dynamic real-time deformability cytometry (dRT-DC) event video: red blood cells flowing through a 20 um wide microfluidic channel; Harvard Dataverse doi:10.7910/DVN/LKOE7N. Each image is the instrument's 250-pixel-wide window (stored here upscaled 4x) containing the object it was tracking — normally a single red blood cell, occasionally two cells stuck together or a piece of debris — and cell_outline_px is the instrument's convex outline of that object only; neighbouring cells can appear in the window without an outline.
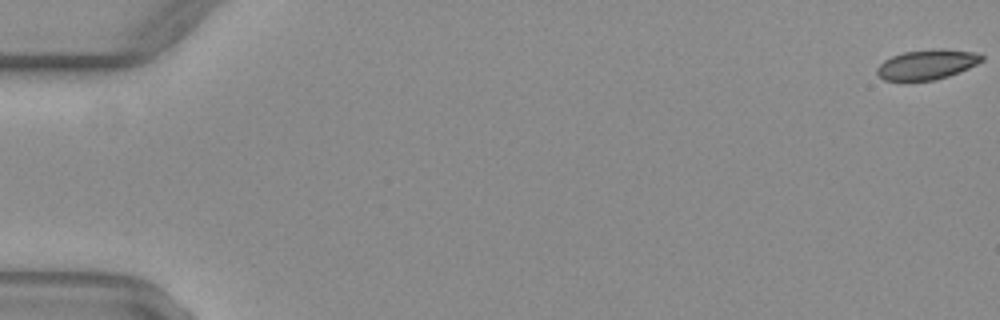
{"species": "common noctule bat (a hibernating species)", "species_latin": "Nyctalus noctula", "temperature_condition": "warm", "stored_images_in_passage": 53, "camera_frame_rate_fps": 3000, "um_per_image_px": 0.085, "animal": {"sex": "female", "body_mass_g": 29.2, "forearm_length_mm": 56.3}, "frame": {"image": 1, "passage_image": 1, "time_ms": 0.0, "image_size_px": [1000, 320], "cell_outline_px": [[984, 60], [968, 68], [948, 76], [936, 80], [884, 80], [876, 72], [876, 68], [884, 60], [892, 56], [904, 52], [932, 48], [944, 48], [976, 52], [984, 56]], "centroid_in_image_um": [78.82, 5.46], "position_along_channel_um": 6.2, "area_um2": 18.32}}
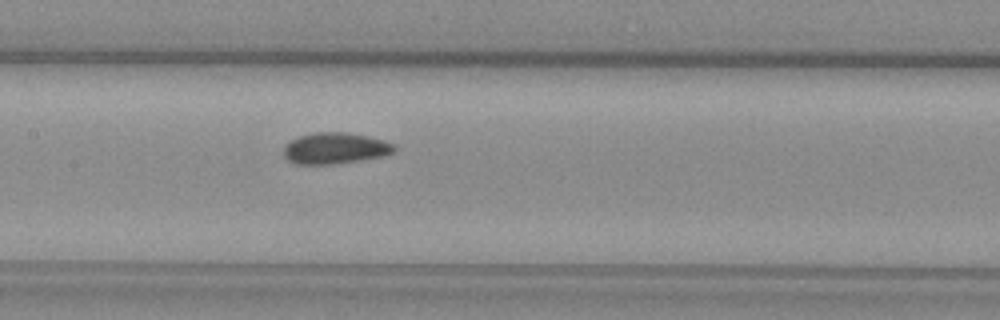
{"frame": {"image": 2, "passage_image": 27, "time_ms": 8.667, "image_size_px": [1000, 320], "cell_outline_px": [[396, 152], [384, 156], [360, 160], [332, 164], [296, 164], [288, 160], [284, 156], [284, 144], [300, 136], [316, 132], [348, 132], [368, 136], [384, 140], [396, 144]], "centroid_in_image_um": [28.53, 12.6], "position_along_channel_um": 178.9, "area_um2": 20.29}}
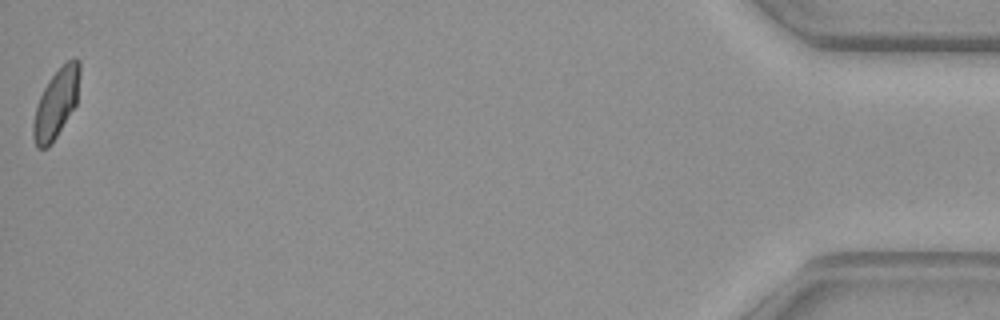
{"frame": {"image": 3, "passage_image": 53, "time_ms": 17.333, "image_size_px": [1000, 320], "cell_outline_px": [[80, 72], [76, 104], [56, 136], [48, 148], [36, 148], [32, 136], [32, 124], [36, 104], [48, 80], [68, 60], [76, 56], [80, 60]], "centroid_in_image_um": [4.75, 8.79], "position_along_channel_um": 430.4, "area_um2": 18.61}, "authors_computed_cell_mechanics": {"area_um2": 19.4208, "velocity_mm_per_s": 4.039, "shape_relaxation_time_tau1_ms": null, "shape_relaxation_time_tau2_ms": 1.4472, "deformation_change_tau1": null, "deformation_change_tau2": 0.0431}}